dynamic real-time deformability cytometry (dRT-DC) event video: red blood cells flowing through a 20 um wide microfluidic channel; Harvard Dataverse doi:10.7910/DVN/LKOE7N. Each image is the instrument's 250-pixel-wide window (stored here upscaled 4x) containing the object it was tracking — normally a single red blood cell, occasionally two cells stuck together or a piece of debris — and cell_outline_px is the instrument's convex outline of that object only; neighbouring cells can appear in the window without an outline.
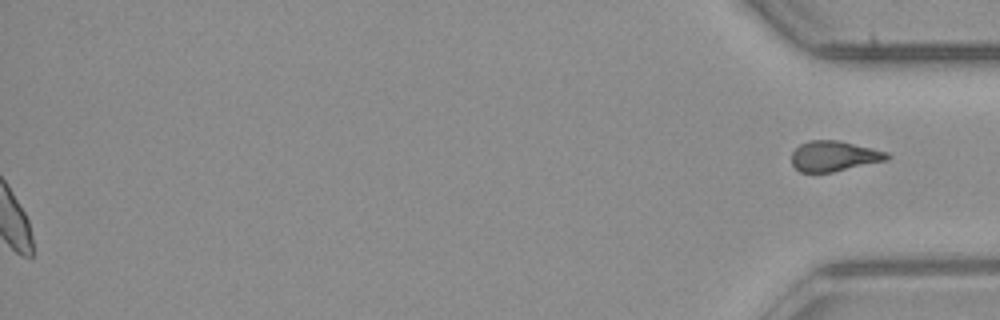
{"species": "common noctule bat (a hibernating species)", "species_latin": "Nyctalus noctula", "temperature_condition": "room temperature", "stored_images_in_passage": 53, "segment_of_instrument_passage": [2, 2], "camera_frame_rate_fps": 3000, "um_per_image_px": 0.085, "animal": {"sex": "male", "body_mass_g": 23.1, "forearm_length_mm": 52.7}, "frame": {"image": 1, "passage_image": 53, "time_ms": 17.333, "image_size_px": [1000, 320], "cell_outline_px": [[892, 156], [888, 160], [832, 172], [800, 172], [792, 164], [792, 152], [800, 144], [808, 140], [836, 140], [872, 148], [888, 152]], "centroid_in_image_um": [70.91, 13.27], "position_along_channel_um": 364.3, "area_um2": 16.88}}